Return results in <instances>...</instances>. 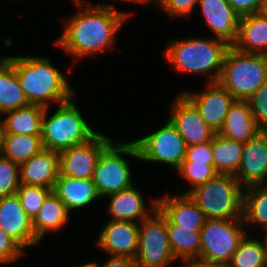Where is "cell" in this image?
<instances>
[{"instance_id": "obj_2", "label": "cell", "mask_w": 267, "mask_h": 267, "mask_svg": "<svg viewBox=\"0 0 267 267\" xmlns=\"http://www.w3.org/2000/svg\"><path fill=\"white\" fill-rule=\"evenodd\" d=\"M16 70L18 80L29 104L48 106V100L59 104L74 95L61 73L46 58L8 57Z\"/></svg>"}, {"instance_id": "obj_28", "label": "cell", "mask_w": 267, "mask_h": 267, "mask_svg": "<svg viewBox=\"0 0 267 267\" xmlns=\"http://www.w3.org/2000/svg\"><path fill=\"white\" fill-rule=\"evenodd\" d=\"M167 232L171 252L175 259L181 257L184 260L200 256V230H193V228H186L174 223H167Z\"/></svg>"}, {"instance_id": "obj_34", "label": "cell", "mask_w": 267, "mask_h": 267, "mask_svg": "<svg viewBox=\"0 0 267 267\" xmlns=\"http://www.w3.org/2000/svg\"><path fill=\"white\" fill-rule=\"evenodd\" d=\"M19 165L0 154V197L15 195L20 187Z\"/></svg>"}, {"instance_id": "obj_32", "label": "cell", "mask_w": 267, "mask_h": 267, "mask_svg": "<svg viewBox=\"0 0 267 267\" xmlns=\"http://www.w3.org/2000/svg\"><path fill=\"white\" fill-rule=\"evenodd\" d=\"M52 190L42 186L20 184L16 194L20 199L22 207L33 220L43 205L45 198Z\"/></svg>"}, {"instance_id": "obj_45", "label": "cell", "mask_w": 267, "mask_h": 267, "mask_svg": "<svg viewBox=\"0 0 267 267\" xmlns=\"http://www.w3.org/2000/svg\"><path fill=\"white\" fill-rule=\"evenodd\" d=\"M126 1H134V2H140V3H145V2H147V1H149V0H126Z\"/></svg>"}, {"instance_id": "obj_8", "label": "cell", "mask_w": 267, "mask_h": 267, "mask_svg": "<svg viewBox=\"0 0 267 267\" xmlns=\"http://www.w3.org/2000/svg\"><path fill=\"white\" fill-rule=\"evenodd\" d=\"M152 211L156 216L141 220L139 247L134 259L135 267H165L175 259L171 252L167 232V219L153 201Z\"/></svg>"}, {"instance_id": "obj_42", "label": "cell", "mask_w": 267, "mask_h": 267, "mask_svg": "<svg viewBox=\"0 0 267 267\" xmlns=\"http://www.w3.org/2000/svg\"><path fill=\"white\" fill-rule=\"evenodd\" d=\"M258 14L264 18L267 19V0H262L260 7H259V11Z\"/></svg>"}, {"instance_id": "obj_37", "label": "cell", "mask_w": 267, "mask_h": 267, "mask_svg": "<svg viewBox=\"0 0 267 267\" xmlns=\"http://www.w3.org/2000/svg\"><path fill=\"white\" fill-rule=\"evenodd\" d=\"M212 140L198 145H190L186 148V156L183 161L194 163H214Z\"/></svg>"}, {"instance_id": "obj_27", "label": "cell", "mask_w": 267, "mask_h": 267, "mask_svg": "<svg viewBox=\"0 0 267 267\" xmlns=\"http://www.w3.org/2000/svg\"><path fill=\"white\" fill-rule=\"evenodd\" d=\"M244 143L230 140L218 133L212 138L213 160L218 173L235 175L238 171Z\"/></svg>"}, {"instance_id": "obj_9", "label": "cell", "mask_w": 267, "mask_h": 267, "mask_svg": "<svg viewBox=\"0 0 267 267\" xmlns=\"http://www.w3.org/2000/svg\"><path fill=\"white\" fill-rule=\"evenodd\" d=\"M242 220V221H241ZM243 218L206 219L201 232L199 258L227 265L245 237Z\"/></svg>"}, {"instance_id": "obj_4", "label": "cell", "mask_w": 267, "mask_h": 267, "mask_svg": "<svg viewBox=\"0 0 267 267\" xmlns=\"http://www.w3.org/2000/svg\"><path fill=\"white\" fill-rule=\"evenodd\" d=\"M231 45L224 39H188L173 42L165 56L176 69L191 73H207L216 68L210 83L218 82L225 55Z\"/></svg>"}, {"instance_id": "obj_7", "label": "cell", "mask_w": 267, "mask_h": 267, "mask_svg": "<svg viewBox=\"0 0 267 267\" xmlns=\"http://www.w3.org/2000/svg\"><path fill=\"white\" fill-rule=\"evenodd\" d=\"M112 143L115 142H111L99 156L92 177L100 196L111 195L133 185L130 166L120 154L140 158L135 142L117 144L118 146Z\"/></svg>"}, {"instance_id": "obj_6", "label": "cell", "mask_w": 267, "mask_h": 267, "mask_svg": "<svg viewBox=\"0 0 267 267\" xmlns=\"http://www.w3.org/2000/svg\"><path fill=\"white\" fill-rule=\"evenodd\" d=\"M46 113L47 107L44 110L41 128L43 149L60 153L72 146L88 142L99 133L89 128L71 99L61 103L49 119H46Z\"/></svg>"}, {"instance_id": "obj_5", "label": "cell", "mask_w": 267, "mask_h": 267, "mask_svg": "<svg viewBox=\"0 0 267 267\" xmlns=\"http://www.w3.org/2000/svg\"><path fill=\"white\" fill-rule=\"evenodd\" d=\"M267 81V54L242 53L230 47L218 82L236 100L248 98Z\"/></svg>"}, {"instance_id": "obj_35", "label": "cell", "mask_w": 267, "mask_h": 267, "mask_svg": "<svg viewBox=\"0 0 267 267\" xmlns=\"http://www.w3.org/2000/svg\"><path fill=\"white\" fill-rule=\"evenodd\" d=\"M249 106L261 131H267V81L261 85L249 98Z\"/></svg>"}, {"instance_id": "obj_10", "label": "cell", "mask_w": 267, "mask_h": 267, "mask_svg": "<svg viewBox=\"0 0 267 267\" xmlns=\"http://www.w3.org/2000/svg\"><path fill=\"white\" fill-rule=\"evenodd\" d=\"M134 142L139 159L146 161L167 163L178 169L186 156L185 140L169 120L164 127Z\"/></svg>"}, {"instance_id": "obj_31", "label": "cell", "mask_w": 267, "mask_h": 267, "mask_svg": "<svg viewBox=\"0 0 267 267\" xmlns=\"http://www.w3.org/2000/svg\"><path fill=\"white\" fill-rule=\"evenodd\" d=\"M244 237L234 252L227 267H266L267 250L265 245Z\"/></svg>"}, {"instance_id": "obj_21", "label": "cell", "mask_w": 267, "mask_h": 267, "mask_svg": "<svg viewBox=\"0 0 267 267\" xmlns=\"http://www.w3.org/2000/svg\"><path fill=\"white\" fill-rule=\"evenodd\" d=\"M242 53L267 54V19L258 13L239 19L238 37L231 45Z\"/></svg>"}, {"instance_id": "obj_17", "label": "cell", "mask_w": 267, "mask_h": 267, "mask_svg": "<svg viewBox=\"0 0 267 267\" xmlns=\"http://www.w3.org/2000/svg\"><path fill=\"white\" fill-rule=\"evenodd\" d=\"M20 184L53 189L59 177V152L42 149L19 166Z\"/></svg>"}, {"instance_id": "obj_22", "label": "cell", "mask_w": 267, "mask_h": 267, "mask_svg": "<svg viewBox=\"0 0 267 267\" xmlns=\"http://www.w3.org/2000/svg\"><path fill=\"white\" fill-rule=\"evenodd\" d=\"M52 191L64 203L68 211L86 206L95 198L101 197L92 178H72L60 174Z\"/></svg>"}, {"instance_id": "obj_24", "label": "cell", "mask_w": 267, "mask_h": 267, "mask_svg": "<svg viewBox=\"0 0 267 267\" xmlns=\"http://www.w3.org/2000/svg\"><path fill=\"white\" fill-rule=\"evenodd\" d=\"M45 107L35 104L12 110L3 121L4 134L41 136Z\"/></svg>"}, {"instance_id": "obj_36", "label": "cell", "mask_w": 267, "mask_h": 267, "mask_svg": "<svg viewBox=\"0 0 267 267\" xmlns=\"http://www.w3.org/2000/svg\"><path fill=\"white\" fill-rule=\"evenodd\" d=\"M23 247L0 228V262H9L23 255Z\"/></svg>"}, {"instance_id": "obj_29", "label": "cell", "mask_w": 267, "mask_h": 267, "mask_svg": "<svg viewBox=\"0 0 267 267\" xmlns=\"http://www.w3.org/2000/svg\"><path fill=\"white\" fill-rule=\"evenodd\" d=\"M42 149L41 136L4 134L0 154L20 166Z\"/></svg>"}, {"instance_id": "obj_46", "label": "cell", "mask_w": 267, "mask_h": 267, "mask_svg": "<svg viewBox=\"0 0 267 267\" xmlns=\"http://www.w3.org/2000/svg\"><path fill=\"white\" fill-rule=\"evenodd\" d=\"M74 1L76 2V4H77V3H78V5L80 4L79 7L82 6L80 0H74Z\"/></svg>"}, {"instance_id": "obj_12", "label": "cell", "mask_w": 267, "mask_h": 267, "mask_svg": "<svg viewBox=\"0 0 267 267\" xmlns=\"http://www.w3.org/2000/svg\"><path fill=\"white\" fill-rule=\"evenodd\" d=\"M169 121L181 134L186 146L206 143L211 141L216 134L184 94L178 96L173 103Z\"/></svg>"}, {"instance_id": "obj_30", "label": "cell", "mask_w": 267, "mask_h": 267, "mask_svg": "<svg viewBox=\"0 0 267 267\" xmlns=\"http://www.w3.org/2000/svg\"><path fill=\"white\" fill-rule=\"evenodd\" d=\"M262 184L246 187L244 194L243 219L246 222L262 224L267 228V187Z\"/></svg>"}, {"instance_id": "obj_15", "label": "cell", "mask_w": 267, "mask_h": 267, "mask_svg": "<svg viewBox=\"0 0 267 267\" xmlns=\"http://www.w3.org/2000/svg\"><path fill=\"white\" fill-rule=\"evenodd\" d=\"M234 176L245 187L264 184L267 177V131L244 143L241 162Z\"/></svg>"}, {"instance_id": "obj_26", "label": "cell", "mask_w": 267, "mask_h": 267, "mask_svg": "<svg viewBox=\"0 0 267 267\" xmlns=\"http://www.w3.org/2000/svg\"><path fill=\"white\" fill-rule=\"evenodd\" d=\"M68 210L60 198L51 191L32 220L35 236L42 238L47 230H59L68 218Z\"/></svg>"}, {"instance_id": "obj_1", "label": "cell", "mask_w": 267, "mask_h": 267, "mask_svg": "<svg viewBox=\"0 0 267 267\" xmlns=\"http://www.w3.org/2000/svg\"><path fill=\"white\" fill-rule=\"evenodd\" d=\"M113 5H97L80 11L68 20L56 44L78 59L103 51L111 45L114 35L129 13L116 11Z\"/></svg>"}, {"instance_id": "obj_23", "label": "cell", "mask_w": 267, "mask_h": 267, "mask_svg": "<svg viewBox=\"0 0 267 267\" xmlns=\"http://www.w3.org/2000/svg\"><path fill=\"white\" fill-rule=\"evenodd\" d=\"M29 105L27 97L20 86L16 70L7 59H0V112Z\"/></svg>"}, {"instance_id": "obj_16", "label": "cell", "mask_w": 267, "mask_h": 267, "mask_svg": "<svg viewBox=\"0 0 267 267\" xmlns=\"http://www.w3.org/2000/svg\"><path fill=\"white\" fill-rule=\"evenodd\" d=\"M98 245L111 256L135 259L139 247V226L136 222L111 220L101 231Z\"/></svg>"}, {"instance_id": "obj_38", "label": "cell", "mask_w": 267, "mask_h": 267, "mask_svg": "<svg viewBox=\"0 0 267 267\" xmlns=\"http://www.w3.org/2000/svg\"><path fill=\"white\" fill-rule=\"evenodd\" d=\"M199 0H160L158 4L173 16H188Z\"/></svg>"}, {"instance_id": "obj_47", "label": "cell", "mask_w": 267, "mask_h": 267, "mask_svg": "<svg viewBox=\"0 0 267 267\" xmlns=\"http://www.w3.org/2000/svg\"><path fill=\"white\" fill-rule=\"evenodd\" d=\"M266 230H267V228H266ZM267 232V231H266ZM266 238H267V235H266ZM265 248H266V250H267V239H266V245H265Z\"/></svg>"}, {"instance_id": "obj_11", "label": "cell", "mask_w": 267, "mask_h": 267, "mask_svg": "<svg viewBox=\"0 0 267 267\" xmlns=\"http://www.w3.org/2000/svg\"><path fill=\"white\" fill-rule=\"evenodd\" d=\"M112 142L98 133L86 143L72 146L59 153L61 176L72 178H92L96 163L102 151Z\"/></svg>"}, {"instance_id": "obj_33", "label": "cell", "mask_w": 267, "mask_h": 267, "mask_svg": "<svg viewBox=\"0 0 267 267\" xmlns=\"http://www.w3.org/2000/svg\"><path fill=\"white\" fill-rule=\"evenodd\" d=\"M178 171L187 181L189 180L194 185L193 188L207 182L218 174L214 163H194V161H183Z\"/></svg>"}, {"instance_id": "obj_43", "label": "cell", "mask_w": 267, "mask_h": 267, "mask_svg": "<svg viewBox=\"0 0 267 267\" xmlns=\"http://www.w3.org/2000/svg\"><path fill=\"white\" fill-rule=\"evenodd\" d=\"M3 138H4V125H3V122L0 119V152H1V149H2Z\"/></svg>"}, {"instance_id": "obj_39", "label": "cell", "mask_w": 267, "mask_h": 267, "mask_svg": "<svg viewBox=\"0 0 267 267\" xmlns=\"http://www.w3.org/2000/svg\"><path fill=\"white\" fill-rule=\"evenodd\" d=\"M262 0H227L235 13L241 18L257 14Z\"/></svg>"}, {"instance_id": "obj_3", "label": "cell", "mask_w": 267, "mask_h": 267, "mask_svg": "<svg viewBox=\"0 0 267 267\" xmlns=\"http://www.w3.org/2000/svg\"><path fill=\"white\" fill-rule=\"evenodd\" d=\"M242 184L231 174L218 173L186 192L204 212L206 219L243 218Z\"/></svg>"}, {"instance_id": "obj_25", "label": "cell", "mask_w": 267, "mask_h": 267, "mask_svg": "<svg viewBox=\"0 0 267 267\" xmlns=\"http://www.w3.org/2000/svg\"><path fill=\"white\" fill-rule=\"evenodd\" d=\"M140 194L132 185L109 195L111 196V202L108 210L113 216V220L135 222V219L144 220L147 218L149 214L144 209L145 205Z\"/></svg>"}, {"instance_id": "obj_19", "label": "cell", "mask_w": 267, "mask_h": 267, "mask_svg": "<svg viewBox=\"0 0 267 267\" xmlns=\"http://www.w3.org/2000/svg\"><path fill=\"white\" fill-rule=\"evenodd\" d=\"M157 208L167 219V223L201 230L205 223L204 212L197 206L188 194L174 196L170 198L165 196L156 200Z\"/></svg>"}, {"instance_id": "obj_40", "label": "cell", "mask_w": 267, "mask_h": 267, "mask_svg": "<svg viewBox=\"0 0 267 267\" xmlns=\"http://www.w3.org/2000/svg\"><path fill=\"white\" fill-rule=\"evenodd\" d=\"M102 267H135V261L126 256H111Z\"/></svg>"}, {"instance_id": "obj_41", "label": "cell", "mask_w": 267, "mask_h": 267, "mask_svg": "<svg viewBox=\"0 0 267 267\" xmlns=\"http://www.w3.org/2000/svg\"><path fill=\"white\" fill-rule=\"evenodd\" d=\"M184 261L187 262V265L185 267H227L226 265L222 263L208 261V260H204L198 257L187 258V259H184Z\"/></svg>"}, {"instance_id": "obj_44", "label": "cell", "mask_w": 267, "mask_h": 267, "mask_svg": "<svg viewBox=\"0 0 267 267\" xmlns=\"http://www.w3.org/2000/svg\"><path fill=\"white\" fill-rule=\"evenodd\" d=\"M80 267H98V265L96 263H87V264L82 265Z\"/></svg>"}, {"instance_id": "obj_14", "label": "cell", "mask_w": 267, "mask_h": 267, "mask_svg": "<svg viewBox=\"0 0 267 267\" xmlns=\"http://www.w3.org/2000/svg\"><path fill=\"white\" fill-rule=\"evenodd\" d=\"M0 228L23 248L39 243L32 219L22 207L17 194L0 197Z\"/></svg>"}, {"instance_id": "obj_20", "label": "cell", "mask_w": 267, "mask_h": 267, "mask_svg": "<svg viewBox=\"0 0 267 267\" xmlns=\"http://www.w3.org/2000/svg\"><path fill=\"white\" fill-rule=\"evenodd\" d=\"M262 131L258 128L247 100H235L218 134L237 142L246 143Z\"/></svg>"}, {"instance_id": "obj_13", "label": "cell", "mask_w": 267, "mask_h": 267, "mask_svg": "<svg viewBox=\"0 0 267 267\" xmlns=\"http://www.w3.org/2000/svg\"><path fill=\"white\" fill-rule=\"evenodd\" d=\"M207 89L208 91L200 94L192 95L187 92L184 95L195 105L211 130L219 133L236 99L219 82H209Z\"/></svg>"}, {"instance_id": "obj_18", "label": "cell", "mask_w": 267, "mask_h": 267, "mask_svg": "<svg viewBox=\"0 0 267 267\" xmlns=\"http://www.w3.org/2000/svg\"><path fill=\"white\" fill-rule=\"evenodd\" d=\"M206 24L216 34L232 45L238 37L239 19L227 0H199Z\"/></svg>"}]
</instances>
